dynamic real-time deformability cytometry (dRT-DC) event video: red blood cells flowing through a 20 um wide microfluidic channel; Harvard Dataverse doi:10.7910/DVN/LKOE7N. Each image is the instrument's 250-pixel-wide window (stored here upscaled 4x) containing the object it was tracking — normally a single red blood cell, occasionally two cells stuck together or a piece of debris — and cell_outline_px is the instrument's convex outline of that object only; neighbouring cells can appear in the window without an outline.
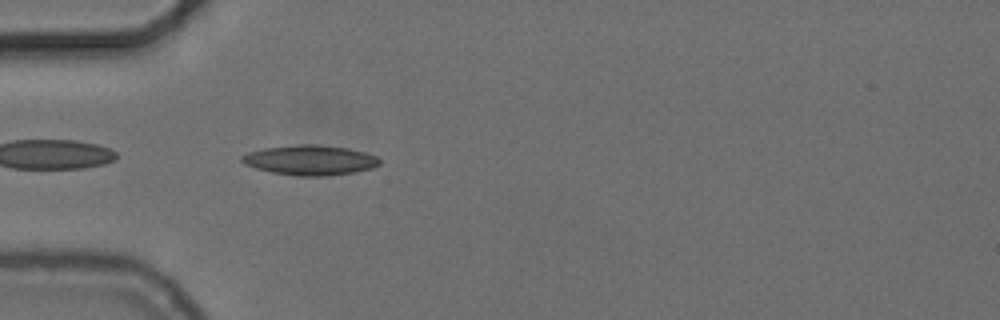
{"species": "common noctule bat (a hibernating species)", "species_latin": "Nyctalus noctula", "temperature_condition": "cold", "stored_images_in_passage": 5, "camera_frame_rate_fps": 3000, "um_per_image_px": 0.085, "animal": {"sex": "female", "body_mass_g": 24.6, "forearm_length_mm": 56.2}, "frame": {"image": 1, "passage_image": 2, "time_ms": 0.333, "image_size_px": [1000, 320], "cell_outline_px": [[380, 164], [372, 168], [352, 172], [328, 176], [300, 176], [272, 172], [256, 168], [244, 164], [240, 160], [240, 156], [248, 152], [264, 148], [300, 144], [312, 144], [348, 148], [364, 152], [376, 156], [380, 160]], "centroid_in_image_um": [26.34, 13.61], "position_along_channel_um": 58.7, "area_um2": 23.93}}